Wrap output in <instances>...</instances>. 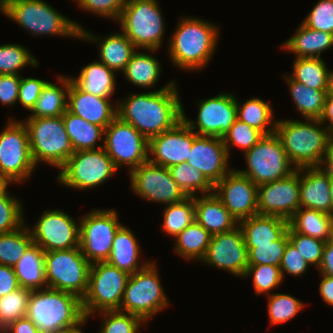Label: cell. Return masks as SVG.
<instances>
[{
	"label": "cell",
	"mask_w": 333,
	"mask_h": 333,
	"mask_svg": "<svg viewBox=\"0 0 333 333\" xmlns=\"http://www.w3.org/2000/svg\"><path fill=\"white\" fill-rule=\"evenodd\" d=\"M114 209H95L80 219V244L83 255L92 264L105 262L111 253L116 231L122 225Z\"/></svg>",
	"instance_id": "5bb4252c"
},
{
	"label": "cell",
	"mask_w": 333,
	"mask_h": 333,
	"mask_svg": "<svg viewBox=\"0 0 333 333\" xmlns=\"http://www.w3.org/2000/svg\"><path fill=\"white\" fill-rule=\"evenodd\" d=\"M26 317L40 333H59L87 322L79 296L51 288L32 291Z\"/></svg>",
	"instance_id": "3957f363"
},
{
	"label": "cell",
	"mask_w": 333,
	"mask_h": 333,
	"mask_svg": "<svg viewBox=\"0 0 333 333\" xmlns=\"http://www.w3.org/2000/svg\"><path fill=\"white\" fill-rule=\"evenodd\" d=\"M203 262L236 277H244L248 267V250L239 225L230 231L211 236Z\"/></svg>",
	"instance_id": "d6986e66"
},
{
	"label": "cell",
	"mask_w": 333,
	"mask_h": 333,
	"mask_svg": "<svg viewBox=\"0 0 333 333\" xmlns=\"http://www.w3.org/2000/svg\"><path fill=\"white\" fill-rule=\"evenodd\" d=\"M327 95H333V71L329 70L327 81Z\"/></svg>",
	"instance_id": "a7ac6f4b"
},
{
	"label": "cell",
	"mask_w": 333,
	"mask_h": 333,
	"mask_svg": "<svg viewBox=\"0 0 333 333\" xmlns=\"http://www.w3.org/2000/svg\"><path fill=\"white\" fill-rule=\"evenodd\" d=\"M20 81V75H0V103L6 106L18 103Z\"/></svg>",
	"instance_id": "680465c9"
},
{
	"label": "cell",
	"mask_w": 333,
	"mask_h": 333,
	"mask_svg": "<svg viewBox=\"0 0 333 333\" xmlns=\"http://www.w3.org/2000/svg\"><path fill=\"white\" fill-rule=\"evenodd\" d=\"M129 274L105 262L92 263L88 290L82 298L85 317L96 312L120 310Z\"/></svg>",
	"instance_id": "9c48e42d"
},
{
	"label": "cell",
	"mask_w": 333,
	"mask_h": 333,
	"mask_svg": "<svg viewBox=\"0 0 333 333\" xmlns=\"http://www.w3.org/2000/svg\"><path fill=\"white\" fill-rule=\"evenodd\" d=\"M213 192L238 223L258 214V186L235 168L214 185Z\"/></svg>",
	"instance_id": "ffe728a7"
},
{
	"label": "cell",
	"mask_w": 333,
	"mask_h": 333,
	"mask_svg": "<svg viewBox=\"0 0 333 333\" xmlns=\"http://www.w3.org/2000/svg\"><path fill=\"white\" fill-rule=\"evenodd\" d=\"M140 250V244L132 230L122 224L115 233L112 250L106 262L132 275L150 262L145 260L143 264L138 263Z\"/></svg>",
	"instance_id": "f1b7e54d"
},
{
	"label": "cell",
	"mask_w": 333,
	"mask_h": 333,
	"mask_svg": "<svg viewBox=\"0 0 333 333\" xmlns=\"http://www.w3.org/2000/svg\"><path fill=\"white\" fill-rule=\"evenodd\" d=\"M60 85L47 82L28 117H59L67 110L70 76L59 75Z\"/></svg>",
	"instance_id": "836d02e7"
},
{
	"label": "cell",
	"mask_w": 333,
	"mask_h": 333,
	"mask_svg": "<svg viewBox=\"0 0 333 333\" xmlns=\"http://www.w3.org/2000/svg\"><path fill=\"white\" fill-rule=\"evenodd\" d=\"M163 215L164 221L161 229L167 235L175 238L195 220V196L166 205Z\"/></svg>",
	"instance_id": "7bdbcfd3"
},
{
	"label": "cell",
	"mask_w": 333,
	"mask_h": 333,
	"mask_svg": "<svg viewBox=\"0 0 333 333\" xmlns=\"http://www.w3.org/2000/svg\"><path fill=\"white\" fill-rule=\"evenodd\" d=\"M115 71L94 60L82 67L78 77L71 81L81 90L98 97L110 98L116 89Z\"/></svg>",
	"instance_id": "4dcf8cb0"
},
{
	"label": "cell",
	"mask_w": 333,
	"mask_h": 333,
	"mask_svg": "<svg viewBox=\"0 0 333 333\" xmlns=\"http://www.w3.org/2000/svg\"><path fill=\"white\" fill-rule=\"evenodd\" d=\"M309 266L297 249L288 242L279 266L282 278L284 279V273L294 277L301 276L306 273Z\"/></svg>",
	"instance_id": "6f0895ef"
},
{
	"label": "cell",
	"mask_w": 333,
	"mask_h": 333,
	"mask_svg": "<svg viewBox=\"0 0 333 333\" xmlns=\"http://www.w3.org/2000/svg\"><path fill=\"white\" fill-rule=\"evenodd\" d=\"M236 96L234 93H219V95L200 100L197 103V121L187 118L182 108V119L200 136L222 138L237 119ZM197 123V125H196Z\"/></svg>",
	"instance_id": "ac0fdd59"
},
{
	"label": "cell",
	"mask_w": 333,
	"mask_h": 333,
	"mask_svg": "<svg viewBox=\"0 0 333 333\" xmlns=\"http://www.w3.org/2000/svg\"><path fill=\"white\" fill-rule=\"evenodd\" d=\"M84 11L117 21L128 0H74Z\"/></svg>",
	"instance_id": "11a10c76"
},
{
	"label": "cell",
	"mask_w": 333,
	"mask_h": 333,
	"mask_svg": "<svg viewBox=\"0 0 333 333\" xmlns=\"http://www.w3.org/2000/svg\"><path fill=\"white\" fill-rule=\"evenodd\" d=\"M44 266L47 288L86 295L91 263L80 247L45 252Z\"/></svg>",
	"instance_id": "30bf717a"
},
{
	"label": "cell",
	"mask_w": 333,
	"mask_h": 333,
	"mask_svg": "<svg viewBox=\"0 0 333 333\" xmlns=\"http://www.w3.org/2000/svg\"><path fill=\"white\" fill-rule=\"evenodd\" d=\"M248 276H253L254 290L259 295H269L283 282L280 267L272 265H248L244 277Z\"/></svg>",
	"instance_id": "f907efd6"
},
{
	"label": "cell",
	"mask_w": 333,
	"mask_h": 333,
	"mask_svg": "<svg viewBox=\"0 0 333 333\" xmlns=\"http://www.w3.org/2000/svg\"><path fill=\"white\" fill-rule=\"evenodd\" d=\"M319 292L325 303L333 306V277L321 274Z\"/></svg>",
	"instance_id": "be15d7a7"
},
{
	"label": "cell",
	"mask_w": 333,
	"mask_h": 333,
	"mask_svg": "<svg viewBox=\"0 0 333 333\" xmlns=\"http://www.w3.org/2000/svg\"><path fill=\"white\" fill-rule=\"evenodd\" d=\"M39 61L27 48L17 44L0 45V75H20L19 71L26 67L38 66Z\"/></svg>",
	"instance_id": "f6af8a7d"
},
{
	"label": "cell",
	"mask_w": 333,
	"mask_h": 333,
	"mask_svg": "<svg viewBox=\"0 0 333 333\" xmlns=\"http://www.w3.org/2000/svg\"><path fill=\"white\" fill-rule=\"evenodd\" d=\"M44 258L45 252L39 245L33 243L28 248L13 267L20 287L32 291L47 288Z\"/></svg>",
	"instance_id": "d6a6232c"
},
{
	"label": "cell",
	"mask_w": 333,
	"mask_h": 333,
	"mask_svg": "<svg viewBox=\"0 0 333 333\" xmlns=\"http://www.w3.org/2000/svg\"><path fill=\"white\" fill-rule=\"evenodd\" d=\"M301 23L311 29L333 34V0H319Z\"/></svg>",
	"instance_id": "db71d44e"
},
{
	"label": "cell",
	"mask_w": 333,
	"mask_h": 333,
	"mask_svg": "<svg viewBox=\"0 0 333 333\" xmlns=\"http://www.w3.org/2000/svg\"><path fill=\"white\" fill-rule=\"evenodd\" d=\"M23 123L28 131L30 152L35 166L42 162L61 169L75 152L62 116L28 117Z\"/></svg>",
	"instance_id": "8992f818"
},
{
	"label": "cell",
	"mask_w": 333,
	"mask_h": 333,
	"mask_svg": "<svg viewBox=\"0 0 333 333\" xmlns=\"http://www.w3.org/2000/svg\"><path fill=\"white\" fill-rule=\"evenodd\" d=\"M317 270L320 274L333 277V240L325 243L322 260Z\"/></svg>",
	"instance_id": "6125c7cd"
},
{
	"label": "cell",
	"mask_w": 333,
	"mask_h": 333,
	"mask_svg": "<svg viewBox=\"0 0 333 333\" xmlns=\"http://www.w3.org/2000/svg\"><path fill=\"white\" fill-rule=\"evenodd\" d=\"M158 0H128L117 20L137 49L156 52L162 46L165 23Z\"/></svg>",
	"instance_id": "52a82bcc"
},
{
	"label": "cell",
	"mask_w": 333,
	"mask_h": 333,
	"mask_svg": "<svg viewBox=\"0 0 333 333\" xmlns=\"http://www.w3.org/2000/svg\"><path fill=\"white\" fill-rule=\"evenodd\" d=\"M156 266L150 261L143 269L129 276L119 311L136 315L147 323L169 306Z\"/></svg>",
	"instance_id": "ba28073f"
},
{
	"label": "cell",
	"mask_w": 333,
	"mask_h": 333,
	"mask_svg": "<svg viewBox=\"0 0 333 333\" xmlns=\"http://www.w3.org/2000/svg\"><path fill=\"white\" fill-rule=\"evenodd\" d=\"M321 166L329 173H333V135L328 140L325 157Z\"/></svg>",
	"instance_id": "03108f58"
},
{
	"label": "cell",
	"mask_w": 333,
	"mask_h": 333,
	"mask_svg": "<svg viewBox=\"0 0 333 333\" xmlns=\"http://www.w3.org/2000/svg\"><path fill=\"white\" fill-rule=\"evenodd\" d=\"M129 173L130 189L144 200L170 205L187 197L166 167L148 160Z\"/></svg>",
	"instance_id": "2e32d148"
},
{
	"label": "cell",
	"mask_w": 333,
	"mask_h": 333,
	"mask_svg": "<svg viewBox=\"0 0 333 333\" xmlns=\"http://www.w3.org/2000/svg\"><path fill=\"white\" fill-rule=\"evenodd\" d=\"M211 234L195 220L175 237L174 252L186 260L202 261L211 240Z\"/></svg>",
	"instance_id": "8d00e7d4"
},
{
	"label": "cell",
	"mask_w": 333,
	"mask_h": 333,
	"mask_svg": "<svg viewBox=\"0 0 333 333\" xmlns=\"http://www.w3.org/2000/svg\"><path fill=\"white\" fill-rule=\"evenodd\" d=\"M80 327L81 326H78L77 328L67 330V331H63V332H59V333H83L82 329Z\"/></svg>",
	"instance_id": "2644e50d"
},
{
	"label": "cell",
	"mask_w": 333,
	"mask_h": 333,
	"mask_svg": "<svg viewBox=\"0 0 333 333\" xmlns=\"http://www.w3.org/2000/svg\"><path fill=\"white\" fill-rule=\"evenodd\" d=\"M288 231L274 244H255V248H247L248 265L280 266L288 243Z\"/></svg>",
	"instance_id": "7dc6e473"
},
{
	"label": "cell",
	"mask_w": 333,
	"mask_h": 333,
	"mask_svg": "<svg viewBox=\"0 0 333 333\" xmlns=\"http://www.w3.org/2000/svg\"><path fill=\"white\" fill-rule=\"evenodd\" d=\"M238 225L247 248H255V244H274L289 228L288 220L261 214L244 219Z\"/></svg>",
	"instance_id": "83f0119b"
},
{
	"label": "cell",
	"mask_w": 333,
	"mask_h": 333,
	"mask_svg": "<svg viewBox=\"0 0 333 333\" xmlns=\"http://www.w3.org/2000/svg\"><path fill=\"white\" fill-rule=\"evenodd\" d=\"M3 14L32 35H55L80 39L83 29L43 0H8Z\"/></svg>",
	"instance_id": "5b68a950"
},
{
	"label": "cell",
	"mask_w": 333,
	"mask_h": 333,
	"mask_svg": "<svg viewBox=\"0 0 333 333\" xmlns=\"http://www.w3.org/2000/svg\"><path fill=\"white\" fill-rule=\"evenodd\" d=\"M79 89L70 78L67 110L84 120L106 128L117 116V104ZM114 105V106H113Z\"/></svg>",
	"instance_id": "cb8c5ba5"
},
{
	"label": "cell",
	"mask_w": 333,
	"mask_h": 333,
	"mask_svg": "<svg viewBox=\"0 0 333 333\" xmlns=\"http://www.w3.org/2000/svg\"><path fill=\"white\" fill-rule=\"evenodd\" d=\"M9 193L0 196V234L15 231L25 223L21 201Z\"/></svg>",
	"instance_id": "816d5d0a"
},
{
	"label": "cell",
	"mask_w": 333,
	"mask_h": 333,
	"mask_svg": "<svg viewBox=\"0 0 333 333\" xmlns=\"http://www.w3.org/2000/svg\"><path fill=\"white\" fill-rule=\"evenodd\" d=\"M236 106L238 120L256 128L264 135L275 133L276 120L274 121L273 108L269 102H265L258 97H252L242 104L236 100Z\"/></svg>",
	"instance_id": "74e56055"
},
{
	"label": "cell",
	"mask_w": 333,
	"mask_h": 333,
	"mask_svg": "<svg viewBox=\"0 0 333 333\" xmlns=\"http://www.w3.org/2000/svg\"><path fill=\"white\" fill-rule=\"evenodd\" d=\"M285 74L284 78L289 86L292 100L297 112L306 119H319L322 115L327 96L326 91L316 90L293 80Z\"/></svg>",
	"instance_id": "f35d334b"
},
{
	"label": "cell",
	"mask_w": 333,
	"mask_h": 333,
	"mask_svg": "<svg viewBox=\"0 0 333 333\" xmlns=\"http://www.w3.org/2000/svg\"><path fill=\"white\" fill-rule=\"evenodd\" d=\"M243 153L247 169L236 170L257 186L285 178L296 170L275 133L264 135L250 150Z\"/></svg>",
	"instance_id": "8fae6325"
},
{
	"label": "cell",
	"mask_w": 333,
	"mask_h": 333,
	"mask_svg": "<svg viewBox=\"0 0 333 333\" xmlns=\"http://www.w3.org/2000/svg\"><path fill=\"white\" fill-rule=\"evenodd\" d=\"M29 230L34 244L44 252L76 248L80 244V222L59 209L44 211Z\"/></svg>",
	"instance_id": "e0dca14e"
},
{
	"label": "cell",
	"mask_w": 333,
	"mask_h": 333,
	"mask_svg": "<svg viewBox=\"0 0 333 333\" xmlns=\"http://www.w3.org/2000/svg\"><path fill=\"white\" fill-rule=\"evenodd\" d=\"M176 84L171 80L158 90L128 94L118 101L117 116L148 140L173 128L182 120L183 108Z\"/></svg>",
	"instance_id": "6da1fadb"
},
{
	"label": "cell",
	"mask_w": 333,
	"mask_h": 333,
	"mask_svg": "<svg viewBox=\"0 0 333 333\" xmlns=\"http://www.w3.org/2000/svg\"><path fill=\"white\" fill-rule=\"evenodd\" d=\"M288 241L309 265L313 264L317 269L319 268L326 242L294 232L290 227L288 228Z\"/></svg>",
	"instance_id": "f5cc1de1"
},
{
	"label": "cell",
	"mask_w": 333,
	"mask_h": 333,
	"mask_svg": "<svg viewBox=\"0 0 333 333\" xmlns=\"http://www.w3.org/2000/svg\"><path fill=\"white\" fill-rule=\"evenodd\" d=\"M331 216L333 217V173H330Z\"/></svg>",
	"instance_id": "89a4df30"
},
{
	"label": "cell",
	"mask_w": 333,
	"mask_h": 333,
	"mask_svg": "<svg viewBox=\"0 0 333 333\" xmlns=\"http://www.w3.org/2000/svg\"><path fill=\"white\" fill-rule=\"evenodd\" d=\"M300 207L331 215L330 173L322 166L299 168Z\"/></svg>",
	"instance_id": "d4e9b609"
},
{
	"label": "cell",
	"mask_w": 333,
	"mask_h": 333,
	"mask_svg": "<svg viewBox=\"0 0 333 333\" xmlns=\"http://www.w3.org/2000/svg\"><path fill=\"white\" fill-rule=\"evenodd\" d=\"M98 313L104 318L99 333H138L145 323L140 317L119 310Z\"/></svg>",
	"instance_id": "c3c4849f"
},
{
	"label": "cell",
	"mask_w": 333,
	"mask_h": 333,
	"mask_svg": "<svg viewBox=\"0 0 333 333\" xmlns=\"http://www.w3.org/2000/svg\"><path fill=\"white\" fill-rule=\"evenodd\" d=\"M322 126L319 119L305 118L304 122L295 119L276 120L275 134L296 169L322 165L331 136L328 129Z\"/></svg>",
	"instance_id": "277c9868"
},
{
	"label": "cell",
	"mask_w": 333,
	"mask_h": 333,
	"mask_svg": "<svg viewBox=\"0 0 333 333\" xmlns=\"http://www.w3.org/2000/svg\"><path fill=\"white\" fill-rule=\"evenodd\" d=\"M90 33L84 28L80 31V39L97 43L99 50V62L103 63L115 72L125 70L132 55L138 50L135 45L120 30L118 33L104 38Z\"/></svg>",
	"instance_id": "484cf974"
},
{
	"label": "cell",
	"mask_w": 333,
	"mask_h": 333,
	"mask_svg": "<svg viewBox=\"0 0 333 333\" xmlns=\"http://www.w3.org/2000/svg\"><path fill=\"white\" fill-rule=\"evenodd\" d=\"M319 121L325 126L328 131L330 132L331 135H333V95H327L325 104H324V109L322 112L321 117L319 118ZM329 124H325L328 123Z\"/></svg>",
	"instance_id": "e7e4bbea"
},
{
	"label": "cell",
	"mask_w": 333,
	"mask_h": 333,
	"mask_svg": "<svg viewBox=\"0 0 333 333\" xmlns=\"http://www.w3.org/2000/svg\"><path fill=\"white\" fill-rule=\"evenodd\" d=\"M20 288L14 268L0 264V298Z\"/></svg>",
	"instance_id": "91938a15"
},
{
	"label": "cell",
	"mask_w": 333,
	"mask_h": 333,
	"mask_svg": "<svg viewBox=\"0 0 333 333\" xmlns=\"http://www.w3.org/2000/svg\"><path fill=\"white\" fill-rule=\"evenodd\" d=\"M268 299V316L271 325L286 323L294 318L306 304L292 295L271 293Z\"/></svg>",
	"instance_id": "bcb514c9"
},
{
	"label": "cell",
	"mask_w": 333,
	"mask_h": 333,
	"mask_svg": "<svg viewBox=\"0 0 333 333\" xmlns=\"http://www.w3.org/2000/svg\"><path fill=\"white\" fill-rule=\"evenodd\" d=\"M168 169L172 178L187 197L196 196L197 191H200L201 195L214 191V185L206 176L187 162L173 165Z\"/></svg>",
	"instance_id": "b9f144b4"
},
{
	"label": "cell",
	"mask_w": 333,
	"mask_h": 333,
	"mask_svg": "<svg viewBox=\"0 0 333 333\" xmlns=\"http://www.w3.org/2000/svg\"><path fill=\"white\" fill-rule=\"evenodd\" d=\"M10 183L11 182L6 177L0 175V196L7 192L8 184Z\"/></svg>",
	"instance_id": "003e7915"
},
{
	"label": "cell",
	"mask_w": 333,
	"mask_h": 333,
	"mask_svg": "<svg viewBox=\"0 0 333 333\" xmlns=\"http://www.w3.org/2000/svg\"><path fill=\"white\" fill-rule=\"evenodd\" d=\"M161 63L153 55L136 51L123 71L127 81L139 88H152L159 81Z\"/></svg>",
	"instance_id": "d590c367"
},
{
	"label": "cell",
	"mask_w": 333,
	"mask_h": 333,
	"mask_svg": "<svg viewBox=\"0 0 333 333\" xmlns=\"http://www.w3.org/2000/svg\"><path fill=\"white\" fill-rule=\"evenodd\" d=\"M74 151L94 150L104 147L105 128L92 124L66 110L62 115ZM102 140V145L97 142Z\"/></svg>",
	"instance_id": "e575fe53"
},
{
	"label": "cell",
	"mask_w": 333,
	"mask_h": 333,
	"mask_svg": "<svg viewBox=\"0 0 333 333\" xmlns=\"http://www.w3.org/2000/svg\"><path fill=\"white\" fill-rule=\"evenodd\" d=\"M263 136L264 134L261 131L236 119L222 139L230 157L231 146L240 147V149L242 148L246 152L258 143Z\"/></svg>",
	"instance_id": "681fc988"
},
{
	"label": "cell",
	"mask_w": 333,
	"mask_h": 333,
	"mask_svg": "<svg viewBox=\"0 0 333 333\" xmlns=\"http://www.w3.org/2000/svg\"><path fill=\"white\" fill-rule=\"evenodd\" d=\"M229 159L222 138L198 135L186 162L201 171L215 185L233 169L228 166Z\"/></svg>",
	"instance_id": "603a6c76"
},
{
	"label": "cell",
	"mask_w": 333,
	"mask_h": 333,
	"mask_svg": "<svg viewBox=\"0 0 333 333\" xmlns=\"http://www.w3.org/2000/svg\"><path fill=\"white\" fill-rule=\"evenodd\" d=\"M103 148L118 170L125 165L130 172L149 160V140L118 116L105 128Z\"/></svg>",
	"instance_id": "9a60e30c"
},
{
	"label": "cell",
	"mask_w": 333,
	"mask_h": 333,
	"mask_svg": "<svg viewBox=\"0 0 333 333\" xmlns=\"http://www.w3.org/2000/svg\"><path fill=\"white\" fill-rule=\"evenodd\" d=\"M218 27L204 19L181 17L167 46L172 64L194 72L206 67L217 47Z\"/></svg>",
	"instance_id": "7a4b0ae2"
},
{
	"label": "cell",
	"mask_w": 333,
	"mask_h": 333,
	"mask_svg": "<svg viewBox=\"0 0 333 333\" xmlns=\"http://www.w3.org/2000/svg\"><path fill=\"white\" fill-rule=\"evenodd\" d=\"M25 224L15 231L0 234V264L14 267L34 243Z\"/></svg>",
	"instance_id": "60d3db41"
},
{
	"label": "cell",
	"mask_w": 333,
	"mask_h": 333,
	"mask_svg": "<svg viewBox=\"0 0 333 333\" xmlns=\"http://www.w3.org/2000/svg\"><path fill=\"white\" fill-rule=\"evenodd\" d=\"M1 333H40V330L31 319L23 317L11 323Z\"/></svg>",
	"instance_id": "94428289"
},
{
	"label": "cell",
	"mask_w": 333,
	"mask_h": 333,
	"mask_svg": "<svg viewBox=\"0 0 333 333\" xmlns=\"http://www.w3.org/2000/svg\"><path fill=\"white\" fill-rule=\"evenodd\" d=\"M288 223L294 232L323 242L333 240V217L330 214L299 207Z\"/></svg>",
	"instance_id": "1f68e13d"
},
{
	"label": "cell",
	"mask_w": 333,
	"mask_h": 333,
	"mask_svg": "<svg viewBox=\"0 0 333 333\" xmlns=\"http://www.w3.org/2000/svg\"><path fill=\"white\" fill-rule=\"evenodd\" d=\"M117 171L104 148L75 151L56 179L65 187L87 190L102 185Z\"/></svg>",
	"instance_id": "7c38bea8"
},
{
	"label": "cell",
	"mask_w": 333,
	"mask_h": 333,
	"mask_svg": "<svg viewBox=\"0 0 333 333\" xmlns=\"http://www.w3.org/2000/svg\"><path fill=\"white\" fill-rule=\"evenodd\" d=\"M258 214L289 220L300 207L299 169L289 176L258 186Z\"/></svg>",
	"instance_id": "44dd1931"
},
{
	"label": "cell",
	"mask_w": 333,
	"mask_h": 333,
	"mask_svg": "<svg viewBox=\"0 0 333 333\" xmlns=\"http://www.w3.org/2000/svg\"><path fill=\"white\" fill-rule=\"evenodd\" d=\"M323 58H295L289 76L307 87L327 91L329 69Z\"/></svg>",
	"instance_id": "ab89813d"
},
{
	"label": "cell",
	"mask_w": 333,
	"mask_h": 333,
	"mask_svg": "<svg viewBox=\"0 0 333 333\" xmlns=\"http://www.w3.org/2000/svg\"><path fill=\"white\" fill-rule=\"evenodd\" d=\"M23 120L9 119L0 132V175L11 183H22L34 172L29 136Z\"/></svg>",
	"instance_id": "4fadbf2b"
},
{
	"label": "cell",
	"mask_w": 333,
	"mask_h": 333,
	"mask_svg": "<svg viewBox=\"0 0 333 333\" xmlns=\"http://www.w3.org/2000/svg\"><path fill=\"white\" fill-rule=\"evenodd\" d=\"M48 81L38 78H23L21 77L18 102L28 111L35 107V104L41 94L42 88Z\"/></svg>",
	"instance_id": "9f6ffc18"
},
{
	"label": "cell",
	"mask_w": 333,
	"mask_h": 333,
	"mask_svg": "<svg viewBox=\"0 0 333 333\" xmlns=\"http://www.w3.org/2000/svg\"><path fill=\"white\" fill-rule=\"evenodd\" d=\"M197 136L183 119L180 120L173 128L149 140V161L166 168L186 162Z\"/></svg>",
	"instance_id": "7402d4cb"
},
{
	"label": "cell",
	"mask_w": 333,
	"mask_h": 333,
	"mask_svg": "<svg viewBox=\"0 0 333 333\" xmlns=\"http://www.w3.org/2000/svg\"><path fill=\"white\" fill-rule=\"evenodd\" d=\"M195 221L211 235L230 231L238 226L237 220L214 192L195 196Z\"/></svg>",
	"instance_id": "4316f807"
},
{
	"label": "cell",
	"mask_w": 333,
	"mask_h": 333,
	"mask_svg": "<svg viewBox=\"0 0 333 333\" xmlns=\"http://www.w3.org/2000/svg\"><path fill=\"white\" fill-rule=\"evenodd\" d=\"M8 0H0V12H4Z\"/></svg>",
	"instance_id": "8c879c8a"
},
{
	"label": "cell",
	"mask_w": 333,
	"mask_h": 333,
	"mask_svg": "<svg viewBox=\"0 0 333 333\" xmlns=\"http://www.w3.org/2000/svg\"><path fill=\"white\" fill-rule=\"evenodd\" d=\"M285 43L282 49L296 58H321V53L333 47V34L311 29L302 23Z\"/></svg>",
	"instance_id": "f546056e"
},
{
	"label": "cell",
	"mask_w": 333,
	"mask_h": 333,
	"mask_svg": "<svg viewBox=\"0 0 333 333\" xmlns=\"http://www.w3.org/2000/svg\"><path fill=\"white\" fill-rule=\"evenodd\" d=\"M32 290L18 288L0 298V333L14 321L26 317Z\"/></svg>",
	"instance_id": "ee69618b"
}]
</instances>
